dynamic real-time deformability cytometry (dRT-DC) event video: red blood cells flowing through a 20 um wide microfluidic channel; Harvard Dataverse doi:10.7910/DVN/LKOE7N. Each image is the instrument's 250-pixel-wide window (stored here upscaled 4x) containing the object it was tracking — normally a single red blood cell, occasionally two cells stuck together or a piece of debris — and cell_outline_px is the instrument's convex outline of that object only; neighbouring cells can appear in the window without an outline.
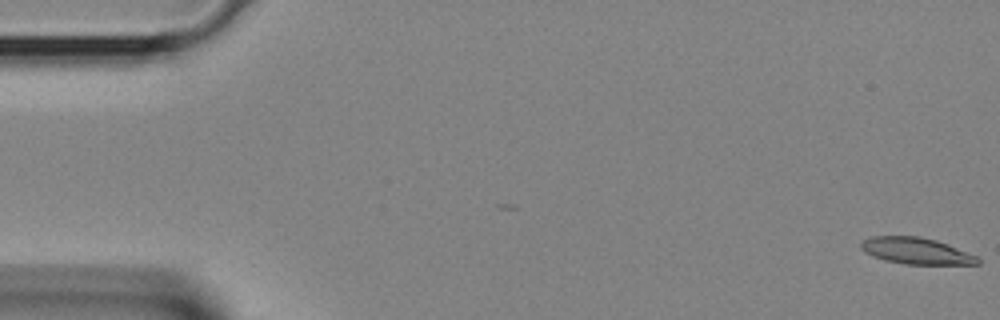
{"species": "Egyptian fruit bat (a non-hibernating species)", "species_latin": "Rousettus aegyptiacus", "temperature_condition": "room temperature", "stored_images_in_passage": 39, "camera_frame_rate_fps": 3000, "um_per_image_px": 0.085, "animal": {"sex": "female"}, "frame": {"image": 1, "passage_image": 1, "time_ms": 0.0, "image_size_px": [1000, 320], "cell_outline_px": [[980, 264], [904, 264], [884, 260], [872, 256], [864, 252], [860, 248], [860, 240], [868, 236], [920, 236], [936, 240], [948, 244], [976, 256], [980, 260]], "centroid_in_image_um": [77.8, 21.31], "position_along_channel_um": 7.2, "area_um2": 18.15}}
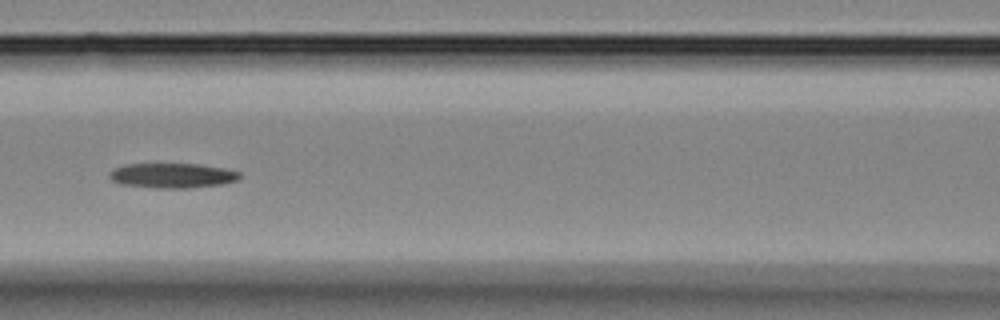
{"frame": {"image": 2, "passage_image": 17, "time_ms": 5.333, "image_size_px": [1000, 320], "cell_outline_px": [[240, 180], [220, 184], [188, 188], [156, 188], [120, 184], [112, 180], [108, 176], [112, 168], [128, 164], [200, 164], [224, 168], [240, 172]], "centroid_in_image_um": [14.64, 14.92], "position_along_channel_um": 152.0, "area_um2": 18.9}}
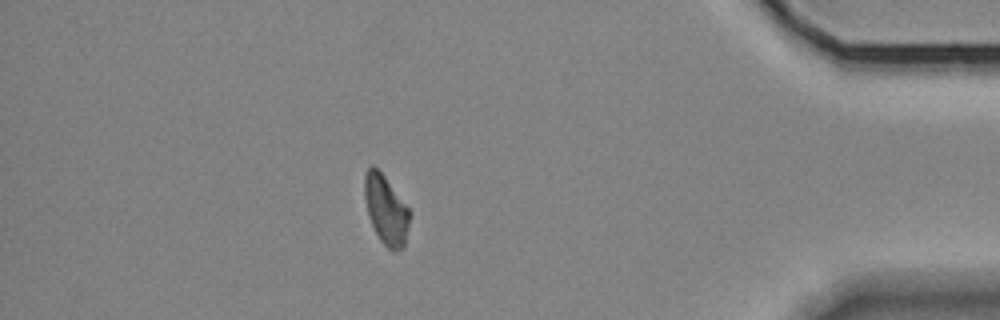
{"frame": {"image": 3, "passage_image": 34, "time_ms": 11.0, "image_size_px": [1000, 320], "cell_outline_px": [[408, 228], [404, 244], [400, 248], [392, 252], [380, 240], [372, 224], [368, 212], [364, 196], [364, 172], [372, 164], [384, 176], [408, 208]], "centroid_in_image_um": [32.77, 17.81], "position_along_channel_um": 402.4, "area_um2": 17.57}}